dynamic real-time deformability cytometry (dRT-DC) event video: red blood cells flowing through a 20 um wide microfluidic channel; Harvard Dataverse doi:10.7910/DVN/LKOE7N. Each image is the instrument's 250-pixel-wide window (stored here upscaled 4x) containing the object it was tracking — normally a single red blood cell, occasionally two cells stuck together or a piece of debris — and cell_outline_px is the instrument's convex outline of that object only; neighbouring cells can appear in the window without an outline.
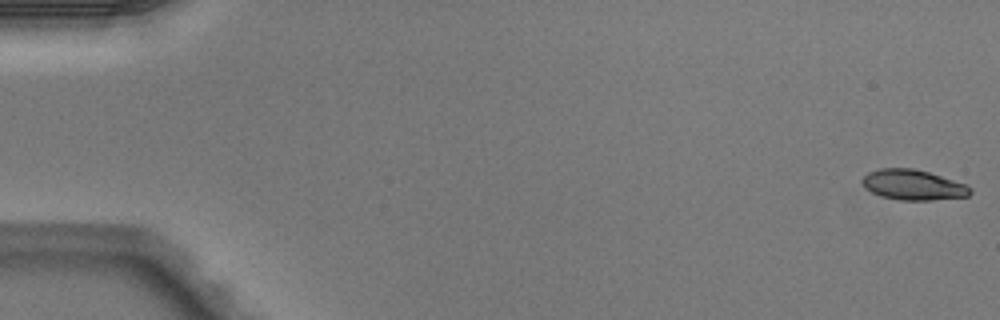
{"species": "Egyptian fruit bat (a non-hibernating species)", "species_latin": "Rousettus aegyptiacus", "temperature_condition": "warm", "stored_images_in_passage": 5, "camera_frame_rate_fps": 3000, "um_per_image_px": 0.085, "animal": {"sex": "male"}, "frame": {"image": 1, "passage_image": 1, "time_ms": 0.0, "image_size_px": [1000, 320], "cell_outline_px": [[972, 192], [968, 196], [932, 200], [900, 200], [880, 196], [864, 188], [860, 180], [868, 172], [880, 168], [916, 168], [964, 184], [972, 188]], "centroid_in_image_um": [77.57, 15.71], "position_along_channel_um": 7.4, "area_um2": 19.07}}
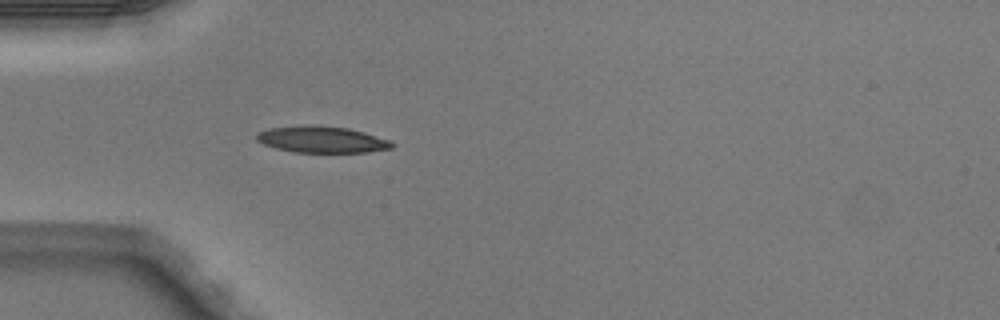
{"frame": {"image": 2, "passage_image": 5, "time_ms": 1.333, "image_size_px": [1000, 320], "cell_outline_px": [[396, 144], [392, 148], [368, 152], [292, 152], [276, 148], [264, 144], [256, 140], [256, 132], [268, 128], [304, 124], [308, 124], [348, 128], [364, 132], [392, 140]], "centroid_in_image_um": [27.36, 11.84], "position_along_channel_um": 57.6, "area_um2": 21.21}}